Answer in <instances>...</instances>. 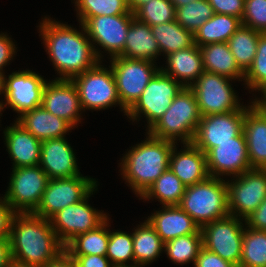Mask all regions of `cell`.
I'll return each mask as SVG.
<instances>
[{"mask_svg": "<svg viewBox=\"0 0 266 267\" xmlns=\"http://www.w3.org/2000/svg\"><path fill=\"white\" fill-rule=\"evenodd\" d=\"M47 81L32 70L12 72L5 77L4 100L1 112L9 106L13 111L22 114L40 107L42 104L43 90Z\"/></svg>", "mask_w": 266, "mask_h": 267, "instance_id": "15", "label": "cell"}, {"mask_svg": "<svg viewBox=\"0 0 266 267\" xmlns=\"http://www.w3.org/2000/svg\"><path fill=\"white\" fill-rule=\"evenodd\" d=\"M44 267H76L74 259L63 251L57 258L48 262Z\"/></svg>", "mask_w": 266, "mask_h": 267, "instance_id": "50", "label": "cell"}, {"mask_svg": "<svg viewBox=\"0 0 266 267\" xmlns=\"http://www.w3.org/2000/svg\"><path fill=\"white\" fill-rule=\"evenodd\" d=\"M238 267H266V231L254 230L245 225Z\"/></svg>", "mask_w": 266, "mask_h": 267, "instance_id": "36", "label": "cell"}, {"mask_svg": "<svg viewBox=\"0 0 266 267\" xmlns=\"http://www.w3.org/2000/svg\"><path fill=\"white\" fill-rule=\"evenodd\" d=\"M232 178L226 181L229 215L245 220L266 197V169H251Z\"/></svg>", "mask_w": 266, "mask_h": 267, "instance_id": "14", "label": "cell"}, {"mask_svg": "<svg viewBox=\"0 0 266 267\" xmlns=\"http://www.w3.org/2000/svg\"><path fill=\"white\" fill-rule=\"evenodd\" d=\"M241 25L242 20L240 18L214 13L194 33V43L200 47L209 43L227 42Z\"/></svg>", "mask_w": 266, "mask_h": 267, "instance_id": "30", "label": "cell"}, {"mask_svg": "<svg viewBox=\"0 0 266 267\" xmlns=\"http://www.w3.org/2000/svg\"><path fill=\"white\" fill-rule=\"evenodd\" d=\"M4 72H0V95H4V86H5V74ZM2 102L0 101V107H1Z\"/></svg>", "mask_w": 266, "mask_h": 267, "instance_id": "54", "label": "cell"}, {"mask_svg": "<svg viewBox=\"0 0 266 267\" xmlns=\"http://www.w3.org/2000/svg\"><path fill=\"white\" fill-rule=\"evenodd\" d=\"M242 25L266 33V0H245Z\"/></svg>", "mask_w": 266, "mask_h": 267, "instance_id": "42", "label": "cell"}, {"mask_svg": "<svg viewBox=\"0 0 266 267\" xmlns=\"http://www.w3.org/2000/svg\"><path fill=\"white\" fill-rule=\"evenodd\" d=\"M165 243L179 236L198 233L199 225L179 205L162 206L146 218Z\"/></svg>", "mask_w": 266, "mask_h": 267, "instance_id": "23", "label": "cell"}, {"mask_svg": "<svg viewBox=\"0 0 266 267\" xmlns=\"http://www.w3.org/2000/svg\"><path fill=\"white\" fill-rule=\"evenodd\" d=\"M155 63L157 62L121 56L110 58L120 102L127 111L136 103L149 81L160 70Z\"/></svg>", "mask_w": 266, "mask_h": 267, "instance_id": "8", "label": "cell"}, {"mask_svg": "<svg viewBox=\"0 0 266 267\" xmlns=\"http://www.w3.org/2000/svg\"><path fill=\"white\" fill-rule=\"evenodd\" d=\"M9 267H30V266L20 265V264L12 262Z\"/></svg>", "mask_w": 266, "mask_h": 267, "instance_id": "56", "label": "cell"}, {"mask_svg": "<svg viewBox=\"0 0 266 267\" xmlns=\"http://www.w3.org/2000/svg\"><path fill=\"white\" fill-rule=\"evenodd\" d=\"M245 106L239 110L201 116L192 143L205 154L218 143L233 141L243 132Z\"/></svg>", "mask_w": 266, "mask_h": 267, "instance_id": "17", "label": "cell"}, {"mask_svg": "<svg viewBox=\"0 0 266 267\" xmlns=\"http://www.w3.org/2000/svg\"><path fill=\"white\" fill-rule=\"evenodd\" d=\"M99 61L94 67L74 76L71 80L77 87L80 103L85 110H104L112 106H118L127 114V110L121 105L113 71L101 65Z\"/></svg>", "mask_w": 266, "mask_h": 267, "instance_id": "6", "label": "cell"}, {"mask_svg": "<svg viewBox=\"0 0 266 267\" xmlns=\"http://www.w3.org/2000/svg\"><path fill=\"white\" fill-rule=\"evenodd\" d=\"M74 2L78 18L134 14L129 10L127 0H74Z\"/></svg>", "mask_w": 266, "mask_h": 267, "instance_id": "39", "label": "cell"}, {"mask_svg": "<svg viewBox=\"0 0 266 267\" xmlns=\"http://www.w3.org/2000/svg\"><path fill=\"white\" fill-rule=\"evenodd\" d=\"M175 144L169 160V169L186 186L200 183L209 177L206 154L193 143L183 144L184 148L177 151Z\"/></svg>", "mask_w": 266, "mask_h": 267, "instance_id": "21", "label": "cell"}, {"mask_svg": "<svg viewBox=\"0 0 266 267\" xmlns=\"http://www.w3.org/2000/svg\"><path fill=\"white\" fill-rule=\"evenodd\" d=\"M132 238L135 267L149 266L164 251L165 243L148 220L134 228Z\"/></svg>", "mask_w": 266, "mask_h": 267, "instance_id": "29", "label": "cell"}, {"mask_svg": "<svg viewBox=\"0 0 266 267\" xmlns=\"http://www.w3.org/2000/svg\"><path fill=\"white\" fill-rule=\"evenodd\" d=\"M214 13L232 15L242 19L245 0H208Z\"/></svg>", "mask_w": 266, "mask_h": 267, "instance_id": "43", "label": "cell"}, {"mask_svg": "<svg viewBox=\"0 0 266 267\" xmlns=\"http://www.w3.org/2000/svg\"><path fill=\"white\" fill-rule=\"evenodd\" d=\"M73 148L65 137L42 141L39 166L49 179L82 175Z\"/></svg>", "mask_w": 266, "mask_h": 267, "instance_id": "20", "label": "cell"}, {"mask_svg": "<svg viewBox=\"0 0 266 267\" xmlns=\"http://www.w3.org/2000/svg\"><path fill=\"white\" fill-rule=\"evenodd\" d=\"M175 12L176 8L170 0H150L138 7L133 13L137 20L151 27L175 21Z\"/></svg>", "mask_w": 266, "mask_h": 267, "instance_id": "40", "label": "cell"}, {"mask_svg": "<svg viewBox=\"0 0 266 267\" xmlns=\"http://www.w3.org/2000/svg\"><path fill=\"white\" fill-rule=\"evenodd\" d=\"M16 212L12 209L9 203L0 198V238H9L12 220Z\"/></svg>", "mask_w": 266, "mask_h": 267, "instance_id": "45", "label": "cell"}, {"mask_svg": "<svg viewBox=\"0 0 266 267\" xmlns=\"http://www.w3.org/2000/svg\"><path fill=\"white\" fill-rule=\"evenodd\" d=\"M106 256L114 267H135L132 233L109 231Z\"/></svg>", "mask_w": 266, "mask_h": 267, "instance_id": "37", "label": "cell"}, {"mask_svg": "<svg viewBox=\"0 0 266 267\" xmlns=\"http://www.w3.org/2000/svg\"><path fill=\"white\" fill-rule=\"evenodd\" d=\"M207 169L210 177H236L251 170L245 135L233 137V141L218 143L206 153Z\"/></svg>", "mask_w": 266, "mask_h": 267, "instance_id": "18", "label": "cell"}, {"mask_svg": "<svg viewBox=\"0 0 266 267\" xmlns=\"http://www.w3.org/2000/svg\"><path fill=\"white\" fill-rule=\"evenodd\" d=\"M262 92L261 99L254 97L255 99L252 100V104L254 106H266V84L259 90Z\"/></svg>", "mask_w": 266, "mask_h": 267, "instance_id": "51", "label": "cell"}, {"mask_svg": "<svg viewBox=\"0 0 266 267\" xmlns=\"http://www.w3.org/2000/svg\"><path fill=\"white\" fill-rule=\"evenodd\" d=\"M49 18H42L38 26L39 36L60 76L57 79H72L100 61L82 24H79L82 30L78 31L71 25Z\"/></svg>", "mask_w": 266, "mask_h": 267, "instance_id": "1", "label": "cell"}, {"mask_svg": "<svg viewBox=\"0 0 266 267\" xmlns=\"http://www.w3.org/2000/svg\"><path fill=\"white\" fill-rule=\"evenodd\" d=\"M179 207L189 214L200 228L228 216L227 182L222 178L209 176L200 183L186 187Z\"/></svg>", "mask_w": 266, "mask_h": 267, "instance_id": "4", "label": "cell"}, {"mask_svg": "<svg viewBox=\"0 0 266 267\" xmlns=\"http://www.w3.org/2000/svg\"><path fill=\"white\" fill-rule=\"evenodd\" d=\"M199 48L205 72L238 79L237 81L244 80L245 73L237 65L227 42L209 43Z\"/></svg>", "mask_w": 266, "mask_h": 267, "instance_id": "28", "label": "cell"}, {"mask_svg": "<svg viewBox=\"0 0 266 267\" xmlns=\"http://www.w3.org/2000/svg\"><path fill=\"white\" fill-rule=\"evenodd\" d=\"M49 181L39 165L12 168L4 199L16 213L34 212Z\"/></svg>", "mask_w": 266, "mask_h": 267, "instance_id": "9", "label": "cell"}, {"mask_svg": "<svg viewBox=\"0 0 266 267\" xmlns=\"http://www.w3.org/2000/svg\"><path fill=\"white\" fill-rule=\"evenodd\" d=\"M15 120L38 140L65 137L74 127L62 118L56 117L42 106L22 114Z\"/></svg>", "mask_w": 266, "mask_h": 267, "instance_id": "26", "label": "cell"}, {"mask_svg": "<svg viewBox=\"0 0 266 267\" xmlns=\"http://www.w3.org/2000/svg\"><path fill=\"white\" fill-rule=\"evenodd\" d=\"M146 134V140L132 146L120 163L122 179L137 197H141L169 169L170 155L175 145L174 142Z\"/></svg>", "mask_w": 266, "mask_h": 267, "instance_id": "3", "label": "cell"}, {"mask_svg": "<svg viewBox=\"0 0 266 267\" xmlns=\"http://www.w3.org/2000/svg\"><path fill=\"white\" fill-rule=\"evenodd\" d=\"M9 243L12 262L30 267H44L65 251L50 220L33 212L15 214Z\"/></svg>", "mask_w": 266, "mask_h": 267, "instance_id": "2", "label": "cell"}, {"mask_svg": "<svg viewBox=\"0 0 266 267\" xmlns=\"http://www.w3.org/2000/svg\"><path fill=\"white\" fill-rule=\"evenodd\" d=\"M150 0H127L128 8L131 12H134L138 7Z\"/></svg>", "mask_w": 266, "mask_h": 267, "instance_id": "52", "label": "cell"}, {"mask_svg": "<svg viewBox=\"0 0 266 267\" xmlns=\"http://www.w3.org/2000/svg\"><path fill=\"white\" fill-rule=\"evenodd\" d=\"M4 142L13 168L39 165L42 142L16 121L4 130Z\"/></svg>", "mask_w": 266, "mask_h": 267, "instance_id": "22", "label": "cell"}, {"mask_svg": "<svg viewBox=\"0 0 266 267\" xmlns=\"http://www.w3.org/2000/svg\"><path fill=\"white\" fill-rule=\"evenodd\" d=\"M98 185L95 178L83 175L49 179L41 202L33 213L50 220L63 208L85 199Z\"/></svg>", "mask_w": 266, "mask_h": 267, "instance_id": "12", "label": "cell"}, {"mask_svg": "<svg viewBox=\"0 0 266 267\" xmlns=\"http://www.w3.org/2000/svg\"><path fill=\"white\" fill-rule=\"evenodd\" d=\"M134 18V14L103 15L78 18V22L83 25L88 38L92 41L97 58L102 61L103 51L98 45L110 55V58L118 56L124 50L128 28Z\"/></svg>", "mask_w": 266, "mask_h": 267, "instance_id": "10", "label": "cell"}, {"mask_svg": "<svg viewBox=\"0 0 266 267\" xmlns=\"http://www.w3.org/2000/svg\"><path fill=\"white\" fill-rule=\"evenodd\" d=\"M183 88L181 83L159 70L126 115L133 122L137 119L140 121V117L144 115L149 130L160 120Z\"/></svg>", "mask_w": 266, "mask_h": 267, "instance_id": "7", "label": "cell"}, {"mask_svg": "<svg viewBox=\"0 0 266 267\" xmlns=\"http://www.w3.org/2000/svg\"><path fill=\"white\" fill-rule=\"evenodd\" d=\"M15 43L6 33H0V72H3V67L9 65L16 54Z\"/></svg>", "mask_w": 266, "mask_h": 267, "instance_id": "46", "label": "cell"}, {"mask_svg": "<svg viewBox=\"0 0 266 267\" xmlns=\"http://www.w3.org/2000/svg\"><path fill=\"white\" fill-rule=\"evenodd\" d=\"M165 58L167 65L160 70L181 83L183 87L189 88L204 72L201 51L196 44L169 53Z\"/></svg>", "mask_w": 266, "mask_h": 267, "instance_id": "25", "label": "cell"}, {"mask_svg": "<svg viewBox=\"0 0 266 267\" xmlns=\"http://www.w3.org/2000/svg\"><path fill=\"white\" fill-rule=\"evenodd\" d=\"M159 55L161 50L151 27L134 18L128 28L124 50L118 56L155 62Z\"/></svg>", "mask_w": 266, "mask_h": 267, "instance_id": "27", "label": "cell"}, {"mask_svg": "<svg viewBox=\"0 0 266 267\" xmlns=\"http://www.w3.org/2000/svg\"><path fill=\"white\" fill-rule=\"evenodd\" d=\"M202 247V232L200 230L195 234L179 236L166 241L164 252L174 264L184 265L190 262L195 264Z\"/></svg>", "mask_w": 266, "mask_h": 267, "instance_id": "35", "label": "cell"}, {"mask_svg": "<svg viewBox=\"0 0 266 267\" xmlns=\"http://www.w3.org/2000/svg\"><path fill=\"white\" fill-rule=\"evenodd\" d=\"M97 189L96 187L82 201L63 208L50 219L54 232L64 246L77 235L95 229L108 218L104 211L96 210L88 203L89 197Z\"/></svg>", "mask_w": 266, "mask_h": 267, "instance_id": "16", "label": "cell"}, {"mask_svg": "<svg viewBox=\"0 0 266 267\" xmlns=\"http://www.w3.org/2000/svg\"><path fill=\"white\" fill-rule=\"evenodd\" d=\"M245 225L254 230L266 231V197L259 207L245 219Z\"/></svg>", "mask_w": 266, "mask_h": 267, "instance_id": "48", "label": "cell"}, {"mask_svg": "<svg viewBox=\"0 0 266 267\" xmlns=\"http://www.w3.org/2000/svg\"><path fill=\"white\" fill-rule=\"evenodd\" d=\"M243 222L245 220L228 215L205 224L201 227L203 247L238 267L245 228Z\"/></svg>", "mask_w": 266, "mask_h": 267, "instance_id": "13", "label": "cell"}, {"mask_svg": "<svg viewBox=\"0 0 266 267\" xmlns=\"http://www.w3.org/2000/svg\"><path fill=\"white\" fill-rule=\"evenodd\" d=\"M266 118V106H255Z\"/></svg>", "mask_w": 266, "mask_h": 267, "instance_id": "55", "label": "cell"}, {"mask_svg": "<svg viewBox=\"0 0 266 267\" xmlns=\"http://www.w3.org/2000/svg\"><path fill=\"white\" fill-rule=\"evenodd\" d=\"M200 120L201 114L195 94L190 88L184 87L147 133L176 144L178 140H181L182 144L192 143Z\"/></svg>", "mask_w": 266, "mask_h": 267, "instance_id": "5", "label": "cell"}, {"mask_svg": "<svg viewBox=\"0 0 266 267\" xmlns=\"http://www.w3.org/2000/svg\"><path fill=\"white\" fill-rule=\"evenodd\" d=\"M244 85L259 93L266 84V33L261 34L258 39L257 51L252 66L247 70L244 77Z\"/></svg>", "mask_w": 266, "mask_h": 267, "instance_id": "41", "label": "cell"}, {"mask_svg": "<svg viewBox=\"0 0 266 267\" xmlns=\"http://www.w3.org/2000/svg\"><path fill=\"white\" fill-rule=\"evenodd\" d=\"M175 8L181 7L183 5H187L188 3L195 1V0H170Z\"/></svg>", "mask_w": 266, "mask_h": 267, "instance_id": "53", "label": "cell"}, {"mask_svg": "<svg viewBox=\"0 0 266 267\" xmlns=\"http://www.w3.org/2000/svg\"><path fill=\"white\" fill-rule=\"evenodd\" d=\"M230 81L228 77L204 71L189 87L195 94L201 116L232 112L243 106Z\"/></svg>", "mask_w": 266, "mask_h": 267, "instance_id": "11", "label": "cell"}, {"mask_svg": "<svg viewBox=\"0 0 266 267\" xmlns=\"http://www.w3.org/2000/svg\"><path fill=\"white\" fill-rule=\"evenodd\" d=\"M41 106L54 116L69 122L74 128L82 120L83 109L79 93L71 79L56 78L53 81H47Z\"/></svg>", "mask_w": 266, "mask_h": 267, "instance_id": "19", "label": "cell"}, {"mask_svg": "<svg viewBox=\"0 0 266 267\" xmlns=\"http://www.w3.org/2000/svg\"><path fill=\"white\" fill-rule=\"evenodd\" d=\"M153 36L158 42L161 54L177 52L193 46L194 34L179 25L176 20L151 26Z\"/></svg>", "mask_w": 266, "mask_h": 267, "instance_id": "32", "label": "cell"}, {"mask_svg": "<svg viewBox=\"0 0 266 267\" xmlns=\"http://www.w3.org/2000/svg\"><path fill=\"white\" fill-rule=\"evenodd\" d=\"M76 267H114L107 256L101 255H70Z\"/></svg>", "mask_w": 266, "mask_h": 267, "instance_id": "47", "label": "cell"}, {"mask_svg": "<svg viewBox=\"0 0 266 267\" xmlns=\"http://www.w3.org/2000/svg\"><path fill=\"white\" fill-rule=\"evenodd\" d=\"M243 133L251 169H266V118L252 102L245 106Z\"/></svg>", "mask_w": 266, "mask_h": 267, "instance_id": "24", "label": "cell"}, {"mask_svg": "<svg viewBox=\"0 0 266 267\" xmlns=\"http://www.w3.org/2000/svg\"><path fill=\"white\" fill-rule=\"evenodd\" d=\"M11 263L9 238H0V267H9Z\"/></svg>", "mask_w": 266, "mask_h": 267, "instance_id": "49", "label": "cell"}, {"mask_svg": "<svg viewBox=\"0 0 266 267\" xmlns=\"http://www.w3.org/2000/svg\"><path fill=\"white\" fill-rule=\"evenodd\" d=\"M194 267H237L236 265L223 260L219 255L202 247L196 258Z\"/></svg>", "mask_w": 266, "mask_h": 267, "instance_id": "44", "label": "cell"}, {"mask_svg": "<svg viewBox=\"0 0 266 267\" xmlns=\"http://www.w3.org/2000/svg\"><path fill=\"white\" fill-rule=\"evenodd\" d=\"M262 33L250 27L241 25L227 41L239 68L246 73L252 66L258 46V39Z\"/></svg>", "mask_w": 266, "mask_h": 267, "instance_id": "34", "label": "cell"}, {"mask_svg": "<svg viewBox=\"0 0 266 267\" xmlns=\"http://www.w3.org/2000/svg\"><path fill=\"white\" fill-rule=\"evenodd\" d=\"M109 218L101 225L86 233L77 235L66 246L69 255H101L106 256L109 240Z\"/></svg>", "mask_w": 266, "mask_h": 267, "instance_id": "31", "label": "cell"}, {"mask_svg": "<svg viewBox=\"0 0 266 267\" xmlns=\"http://www.w3.org/2000/svg\"><path fill=\"white\" fill-rule=\"evenodd\" d=\"M185 189L186 186L181 180L170 169H167L147 189L141 199H145V202L158 199L162 206L179 205Z\"/></svg>", "mask_w": 266, "mask_h": 267, "instance_id": "33", "label": "cell"}, {"mask_svg": "<svg viewBox=\"0 0 266 267\" xmlns=\"http://www.w3.org/2000/svg\"><path fill=\"white\" fill-rule=\"evenodd\" d=\"M214 15L208 0H195L176 8L175 20L193 34Z\"/></svg>", "mask_w": 266, "mask_h": 267, "instance_id": "38", "label": "cell"}]
</instances>
